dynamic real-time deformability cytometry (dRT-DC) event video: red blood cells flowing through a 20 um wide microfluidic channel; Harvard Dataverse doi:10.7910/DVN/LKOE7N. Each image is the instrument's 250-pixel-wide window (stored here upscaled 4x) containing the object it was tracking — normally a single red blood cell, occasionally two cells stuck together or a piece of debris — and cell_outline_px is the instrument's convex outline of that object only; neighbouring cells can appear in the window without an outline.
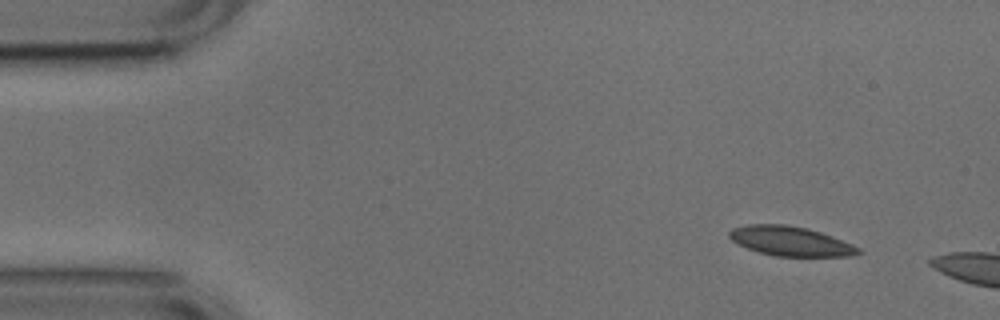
{"species": "common noctule bat (a hibernating species)", "species_latin": "Nyctalus noctula", "temperature_condition": "cold", "stored_images_in_passage": 3, "camera_frame_rate_fps": 3000, "um_per_image_px": 0.085, "animal": {"sex": "male", "body_mass_g": 17.9, "forearm_length_mm": 54.2}, "frame": {"image": 1, "passage_image": 1, "time_ms": 0.0, "image_size_px": [1000, 320], "cell_outline_px": [[864, 252], [852, 256], [776, 256], [760, 252], [748, 248], [732, 240], [728, 236], [728, 232], [732, 228], [748, 224], [788, 224], [808, 228], [832, 236], [852, 244], [860, 248]], "centroid_in_image_um": [67.22, 20.49], "position_along_channel_um": 17.8, "area_um2": 22.2}}